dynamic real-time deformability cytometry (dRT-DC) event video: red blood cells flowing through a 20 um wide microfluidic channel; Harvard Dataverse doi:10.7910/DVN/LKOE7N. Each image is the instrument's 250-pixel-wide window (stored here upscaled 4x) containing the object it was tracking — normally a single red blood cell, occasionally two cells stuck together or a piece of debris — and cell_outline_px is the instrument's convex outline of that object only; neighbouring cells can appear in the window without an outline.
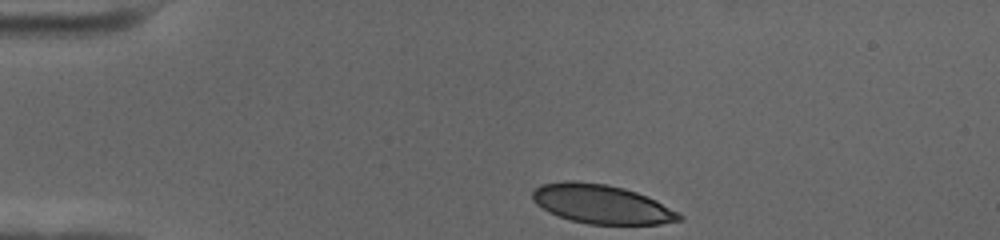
{"species": "human", "species_latin": "Homo sapiens", "temperature_condition": "cold", "stored_images_in_passage": 38, "camera_frame_rate_fps": 3000, "um_per_image_px": 0.085, "donor": {"sex": "female"}, "frame": {"image": 1, "passage_image": 1, "time_ms": 0.0, "image_size_px": [1000, 240], "cell_outline_px": [[684, 220], [660, 224], [588, 224], [572, 220], [548, 212], [536, 204], [532, 200], [532, 192], [536, 188], [544, 184], [568, 180], [576, 180], [608, 184], [624, 188], [636, 192], [656, 200], [684, 216]], "centroid_in_image_um": [51.14, 17.34], "position_along_channel_um": 33.9, "area_um2": 33.35}}
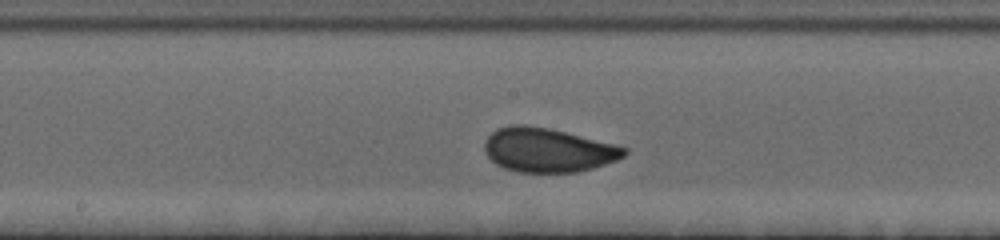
{"frame": {"image": 2, "passage_image": 20, "time_ms": 6.333, "image_size_px": [1000, 240], "cell_outline_px": [[628, 152], [624, 156], [616, 160], [592, 168], [576, 172], [516, 172], [504, 168], [496, 164], [488, 156], [484, 148], [484, 144], [488, 136], [496, 128], [512, 124], [524, 124], [548, 128], [628, 148]], "centroid_in_image_um": [46.53, 12.75], "position_along_channel_um": 201.7, "area_um2": 35.6}}
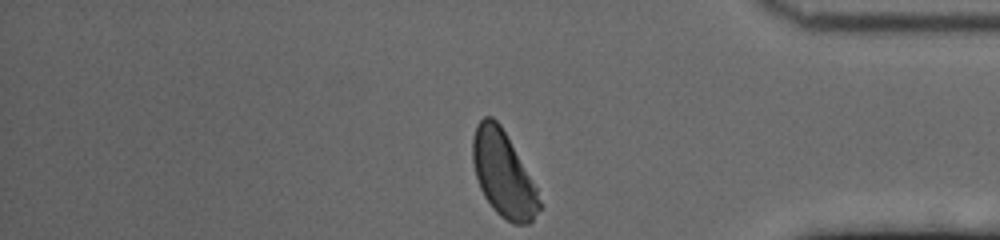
{"frame": {"image": 3, "passage_image": 38, "time_ms": 12.333, "image_size_px": [1000, 240], "cell_outline_px": [[540, 208], [532, 220], [528, 224], [512, 224], [500, 216], [492, 208], [484, 196], [480, 188], [476, 176], [472, 160], [472, 136], [476, 124], [484, 116], [492, 116], [500, 124], [536, 188], [540, 200]], "centroid_in_image_um": [42.74, 14.79], "position_along_channel_um": 392.5, "area_um2": 32.83}, "authors_computed_cell_mechanics": {"area_um2": 34.9401, "velocity_mm_per_s": 3.4946, "shape_relaxation_time_tau1_ms": 3.7357, "shape_relaxation_time_tau2_ms": null, "deformation_change_tau1": 0.119, "deformation_change_tau2": null}}